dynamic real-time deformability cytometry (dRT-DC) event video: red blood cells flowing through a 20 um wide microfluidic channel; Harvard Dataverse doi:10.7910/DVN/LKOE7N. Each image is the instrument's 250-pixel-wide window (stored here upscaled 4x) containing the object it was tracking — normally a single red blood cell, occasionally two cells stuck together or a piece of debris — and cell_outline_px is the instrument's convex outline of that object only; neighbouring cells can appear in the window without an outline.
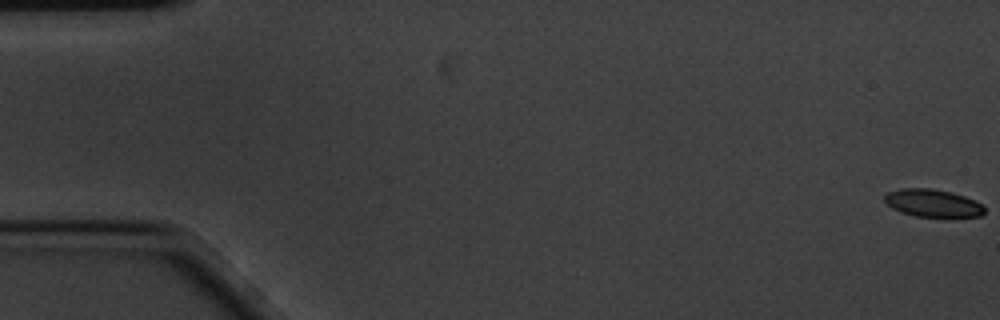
{"species": "common noctule bat (a hibernating species)", "species_latin": "Nyctalus noctula", "temperature_condition": "cold", "stored_images_in_passage": 6, "camera_frame_rate_fps": 3000, "um_per_image_px": 0.085, "animal": {"sex": "male", "body_mass_g": 20.1, "forearm_length_mm": 53.5}, "frame": {"image": 1, "passage_image": 1, "time_ms": 0.0, "image_size_px": [1000, 320], "cell_outline_px": [[984, 212], [980, 216], [916, 216], [900, 212], [892, 208], [884, 200], [884, 196], [888, 192], [900, 188], [928, 188], [952, 192], [976, 200], [984, 208]], "centroid_in_image_um": [79.25, 17.25], "position_along_channel_um": 5.7, "area_um2": 15.9}}
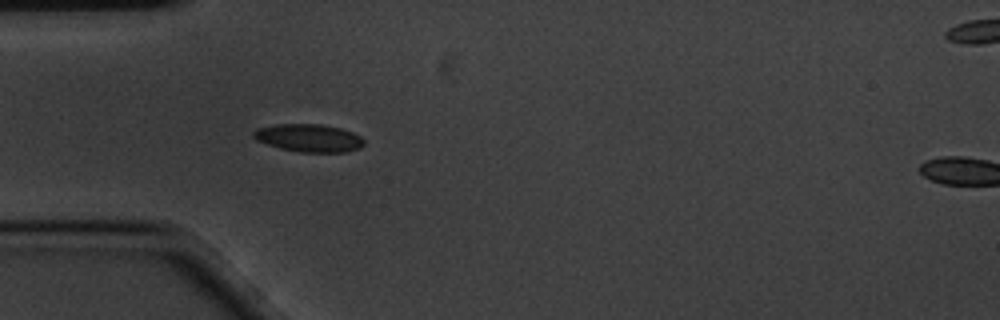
{"frame": {"image": 2, "passage_image": 5, "time_ms": 1.333, "image_size_px": [1000, 320], "cell_outline_px": [[364, 144], [360, 148], [348, 152], [300, 152], [280, 148], [256, 140], [252, 136], [252, 132], [256, 128], [276, 124], [320, 124], [340, 128], [352, 132], [360, 136], [364, 140]], "centroid_in_image_um": [26.25, 11.72], "position_along_channel_um": 58.8, "area_um2": 17.98}}